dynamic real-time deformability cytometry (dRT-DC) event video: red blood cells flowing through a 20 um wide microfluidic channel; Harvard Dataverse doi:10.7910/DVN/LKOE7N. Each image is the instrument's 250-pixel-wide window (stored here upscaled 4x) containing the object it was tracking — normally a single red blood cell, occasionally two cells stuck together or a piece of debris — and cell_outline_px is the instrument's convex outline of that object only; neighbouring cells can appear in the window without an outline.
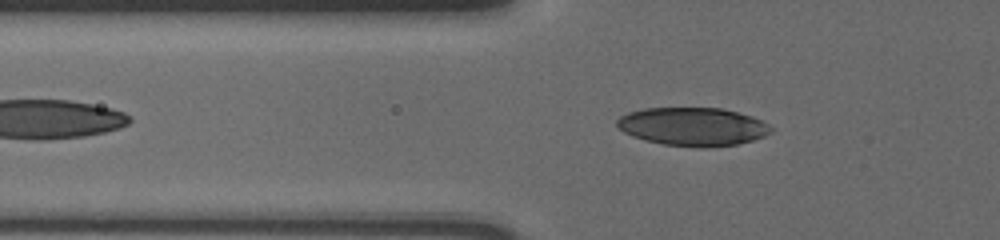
{"species": "human", "species_latin": "Homo sapiens", "temperature_condition": "cold", "stored_images_in_passage": 46, "camera_frame_rate_fps": 3000, "um_per_image_px": 0.085, "donor": {"sex": "male"}, "frame": {"image": 1, "passage_image": 9, "time_ms": 2.667, "image_size_px": [1000, 240], "cell_outline_px": [[772, 132], [764, 136], [752, 140], [736, 144], [696, 148], [664, 144], [632, 136], [624, 132], [616, 124], [616, 120], [620, 116], [628, 112], [644, 108], [720, 108], [752, 116], [768, 124], [772, 128]], "centroid_in_image_um": [58.88, 10.76], "position_along_channel_um": 66.9, "area_um2": 34.16}}
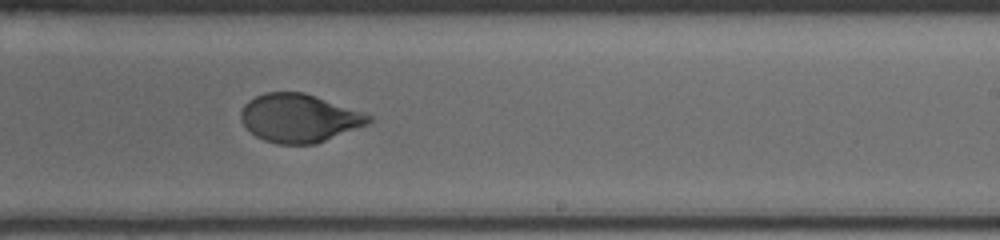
{"frame": {"image": 2, "passage_image": 26, "time_ms": 8.333, "image_size_px": [1000, 240], "cell_outline_px": [[372, 120], [368, 124], [316, 144], [276, 144], [264, 140], [256, 136], [240, 120], [240, 112], [244, 104], [248, 100], [264, 92], [304, 92], [372, 116]], "centroid_in_image_um": [25.39, 10.04], "position_along_channel_um": 263.6, "area_um2": 35.72}}
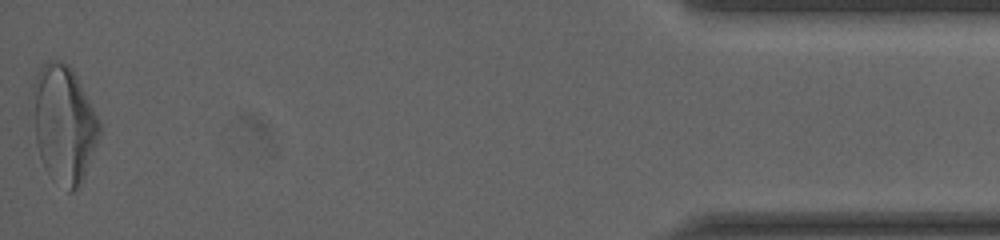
{"frame": {"image": 3, "passage_image": 46, "time_ms": 15.0, "image_size_px": [1000, 240], "cell_outline_px": [[100, 132], [84, 180], [80, 188], [72, 192], [68, 192], [44, 168], [36, 144], [32, 92], [32, 84], [36, 72], [44, 60], [60, 60], [68, 64], [72, 68], [100, 120]], "centroid_in_image_um": [5.42, 10.52], "position_along_channel_um": 429.8, "area_um2": 46.01}, "authors_computed_cell_mechanics": {"area_um2": 35.8071, "velocity_mm_per_s": 3.5991, "shape_relaxation_time_tau1_ms": 4.0008, "shape_relaxation_time_tau2_ms": null, "deformation_change_tau1": 0.1545, "deformation_change_tau2": null}}